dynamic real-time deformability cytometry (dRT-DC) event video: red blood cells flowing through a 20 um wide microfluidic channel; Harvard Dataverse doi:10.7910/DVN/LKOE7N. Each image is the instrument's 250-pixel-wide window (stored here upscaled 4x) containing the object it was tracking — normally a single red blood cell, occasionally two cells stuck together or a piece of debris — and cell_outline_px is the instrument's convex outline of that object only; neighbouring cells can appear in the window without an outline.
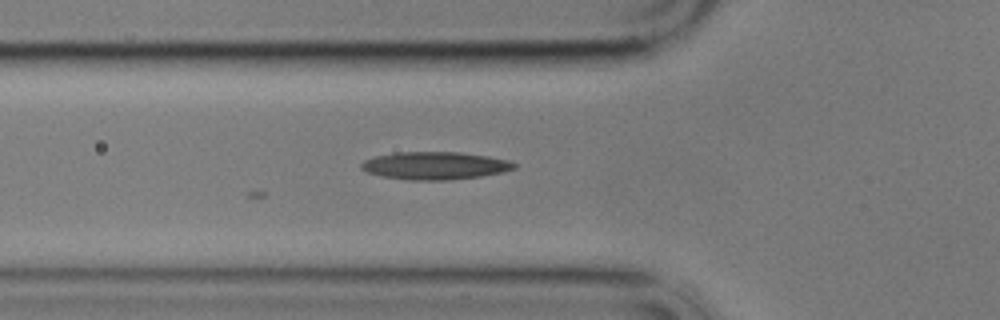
{"species": "common noctule bat (a hibernating species)", "species_latin": "Nyctalus noctula", "temperature_condition": "cold", "stored_images_in_passage": 41, "camera_frame_rate_fps": 3000, "um_per_image_px": 0.085, "animal": {"sex": "male", "body_mass_g": 17.9}, "frame": {"image": 1, "passage_image": 2, "time_ms": 0.333, "image_size_px": [1000, 320], "cell_outline_px": [[516, 168], [500, 172], [480, 176], [448, 180], [408, 180], [380, 176], [368, 172], [360, 168], [360, 164], [364, 160], [376, 156], [396, 152], [460, 152], [488, 156], [508, 160], [516, 164]], "centroid_in_image_um": [36.94, 14.08], "position_along_channel_um": 88.9, "area_um2": 24.62}}
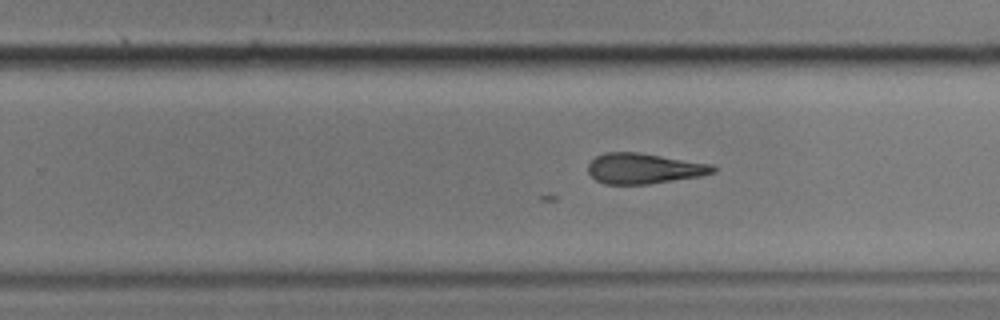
{"frame": {"image": 2, "passage_image": 18, "time_ms": 5.667, "image_size_px": [1000, 320], "cell_outline_px": [[716, 172], [700, 176], [648, 184], [604, 184], [596, 180], [588, 172], [588, 164], [596, 156], [604, 152], [636, 152], [712, 164], [716, 168]], "centroid_in_image_um": [54.72, 14.32], "position_along_channel_um": 275.1, "area_um2": 22.08}}
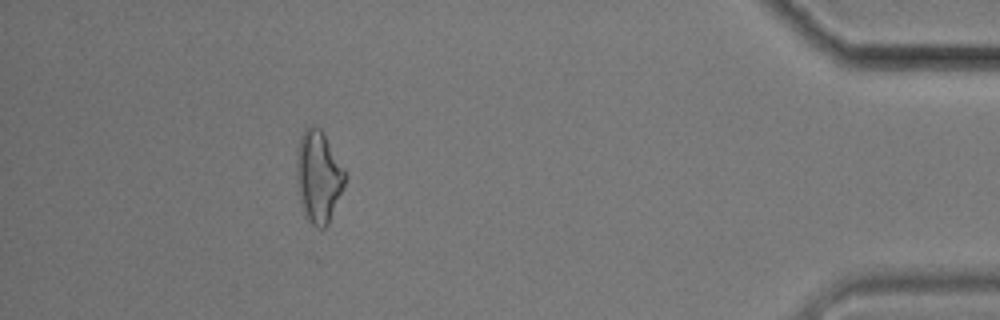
{"frame": {"image": 3, "passage_image": 34, "time_ms": 11.0, "image_size_px": [1000, 320], "cell_outline_px": [[348, 176], [328, 224], [324, 228], [316, 228], [304, 216], [300, 200], [296, 180], [296, 152], [300, 136], [304, 128], [312, 124], [320, 128], [344, 168]], "centroid_in_image_um": [27.05, 15.0], "position_along_channel_um": 408.2, "area_um2": 26.18}}